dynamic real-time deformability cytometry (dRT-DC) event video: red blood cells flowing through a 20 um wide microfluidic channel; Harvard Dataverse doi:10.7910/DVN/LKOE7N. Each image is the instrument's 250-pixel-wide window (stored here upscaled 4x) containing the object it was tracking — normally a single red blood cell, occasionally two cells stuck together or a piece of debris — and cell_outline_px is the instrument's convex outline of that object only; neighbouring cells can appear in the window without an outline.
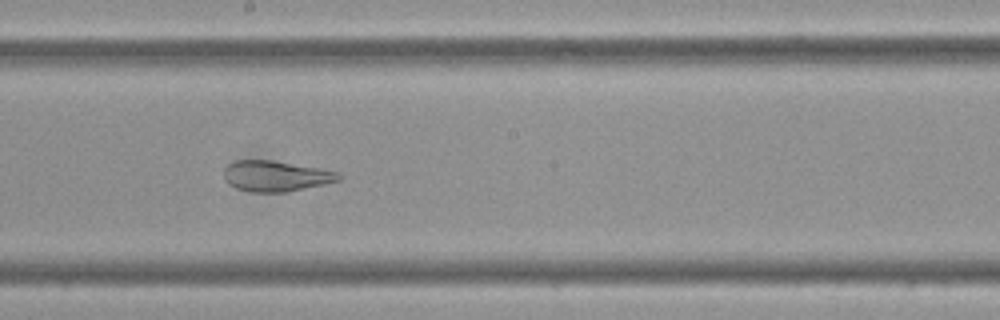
{"species": "Egyptian fruit bat (a non-hibernating species)", "species_latin": "Rousettus aegyptiacus", "temperature_condition": "cold", "stored_images_in_passage": 59, "camera_frame_rate_fps": 3000, "um_per_image_px": 0.085, "frame": {"image": 1, "passage_image": 33, "time_ms": 10.667, "image_size_px": [1000, 320], "cell_outline_px": [[340, 180], [324, 184], [288, 192], [248, 192], [236, 188], [228, 184], [224, 176], [224, 168], [228, 164], [236, 160], [272, 160], [340, 172]], "centroid_in_image_um": [23.42, 14.97], "position_along_channel_um": 224.8, "area_um2": 20.52}}
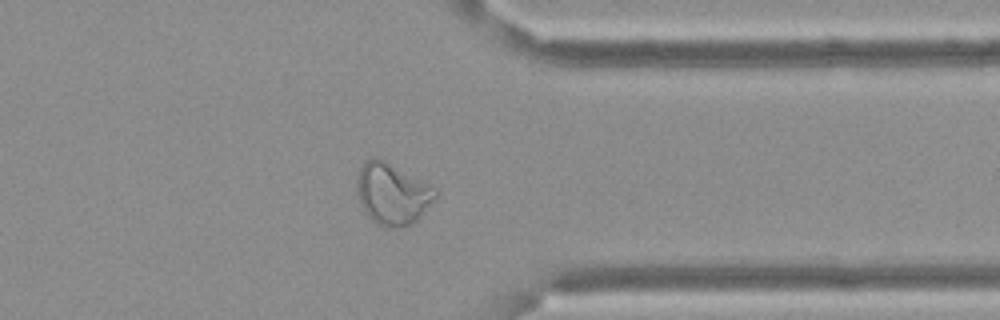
{"frame": {"image": 2, "passage_image": 47, "time_ms": 15.333, "image_size_px": [1000, 320], "cell_outline_px": [[436, 196], [420, 216], [412, 224], [400, 228], [384, 228], [376, 224], [368, 216], [360, 204], [356, 192], [356, 180], [360, 168], [372, 156], [376, 156], [384, 160], [436, 188]], "centroid_in_image_um": [33.3, 16.5], "position_along_channel_um": 378.1, "area_um2": 28.03}}
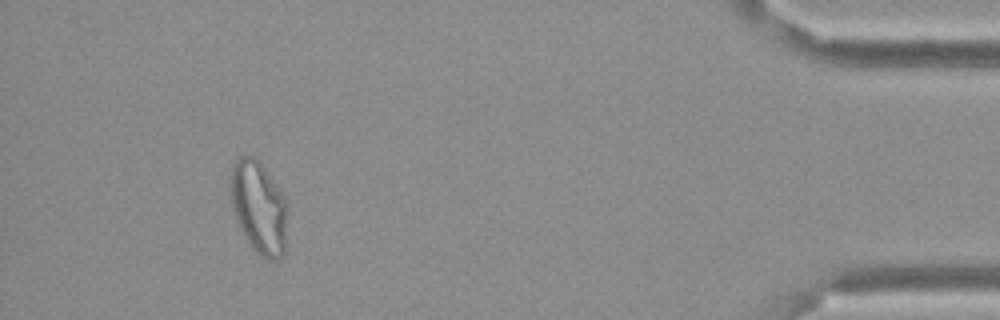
{"frame": {"image": 3, "passage_image": 55, "time_ms": 18.0, "image_size_px": [1000, 320], "cell_outline_px": [[288, 208], [284, 252], [276, 260], [268, 260], [260, 256], [252, 248], [244, 236], [236, 220], [232, 208], [228, 184], [228, 180], [232, 168], [236, 160], [240, 156], [252, 156], [260, 160], [280, 188], [288, 200]], "centroid_in_image_um": [22.0, 17.59], "position_along_channel_um": 413.2, "area_um2": 31.62}, "authors_computed_cell_mechanics": {"area_um2": 29.189, "velocity_mm_per_s": 3.3898, "shape_relaxation_time_tau1_ms": null, "shape_relaxation_time_tau2_ms": 1.425, "deformation_change_tau1": null, "deformation_change_tau2": 0.0917}}